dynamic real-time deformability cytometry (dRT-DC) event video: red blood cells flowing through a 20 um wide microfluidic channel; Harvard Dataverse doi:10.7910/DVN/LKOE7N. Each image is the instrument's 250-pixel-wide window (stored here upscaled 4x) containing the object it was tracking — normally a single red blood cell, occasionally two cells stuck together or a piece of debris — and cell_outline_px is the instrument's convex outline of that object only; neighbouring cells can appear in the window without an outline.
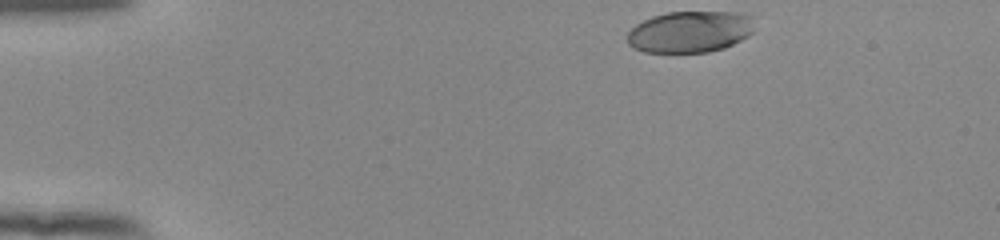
{"species": "human", "species_latin": "Homo sapiens", "temperature_condition": "room temperature", "stored_images_in_passage": 39, "camera_frame_rate_fps": 3000, "um_per_image_px": 0.085, "donor": {"sex": "female"}, "frame": {"image": 1, "passage_image": 1, "time_ms": 0.0, "image_size_px": [1000, 240], "cell_outline_px": [[752, 32], [748, 36], [724, 48], [708, 52], [644, 52], [632, 48], [628, 44], [628, 32], [636, 24], [652, 16], [668, 12], [744, 12], [752, 16]], "centroid_in_image_um": [58.64, 2.69], "position_along_channel_um": 26.4, "area_um2": 30.81}}
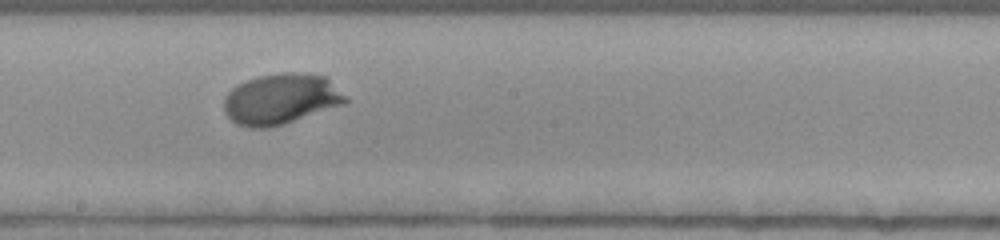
{"frame": {"image": 2, "passage_image": 23, "time_ms": 7.333, "image_size_px": [1000, 240], "cell_outline_px": [[348, 100], [344, 104], [284, 124], [268, 128], [248, 128], [236, 124], [224, 112], [224, 96], [236, 84], [244, 80], [260, 76], [280, 72], [300, 72], [328, 76], [348, 96]], "centroid_in_image_um": [23.9, 8.4], "position_along_channel_um": 224.3, "area_um2": 36.53}}
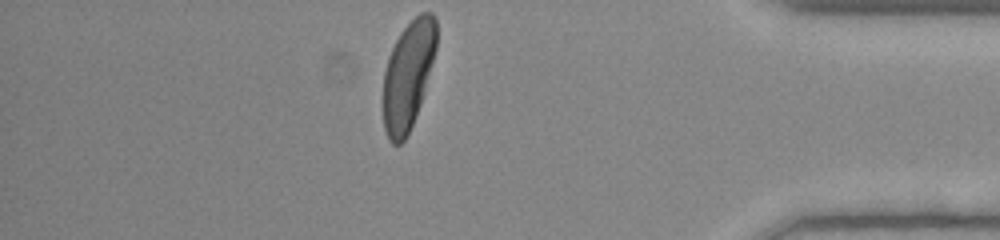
{"frame": {"image": 3, "passage_image": 39, "time_ms": 12.667, "image_size_px": [1000, 240], "cell_outline_px": [[436, 48], [420, 104], [416, 116], [404, 140], [400, 144], [392, 144], [388, 140], [384, 128], [384, 72], [388, 56], [400, 32], [420, 12], [432, 12], [436, 16]], "centroid_in_image_um": [34.68, 6.37], "position_along_channel_um": 400.5, "area_um2": 33.18}, "authors_computed_cell_mechanics": {"area_um2": 33.813, "velocity_mm_per_s": 3.8737, "shape_relaxation_time_tau1_ms": 1.9391, "shape_relaxation_time_tau2_ms": null, "deformation_change_tau1": 0.1526, "deformation_change_tau2": null}}